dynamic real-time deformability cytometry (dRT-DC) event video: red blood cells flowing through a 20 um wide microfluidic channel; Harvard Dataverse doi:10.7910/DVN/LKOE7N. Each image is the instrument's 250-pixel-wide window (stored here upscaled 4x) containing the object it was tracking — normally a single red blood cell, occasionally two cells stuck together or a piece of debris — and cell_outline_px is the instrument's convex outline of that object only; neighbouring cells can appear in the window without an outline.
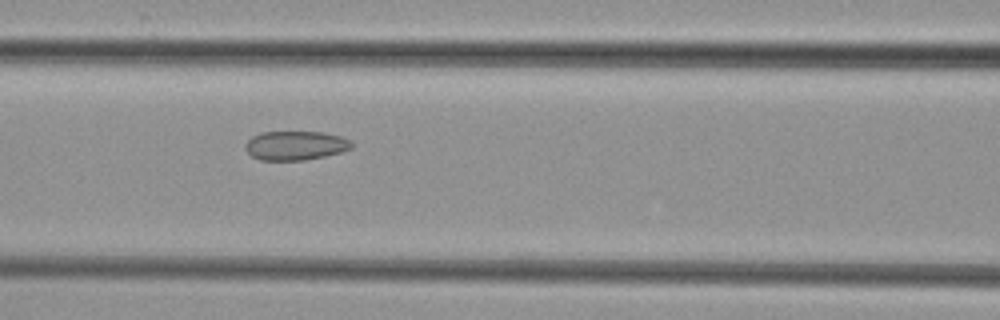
{"species": "common noctule bat (a hibernating species)", "species_latin": "Nyctalus noctula", "temperature_condition": "cold", "stored_images_in_passage": 5, "camera_frame_rate_fps": 3000, "um_per_image_px": 0.085, "animal": {"sex": "female", "body_mass_g": 29.2, "forearm_length_mm": 56.3}, "frame": {"image": 1, "passage_image": 4, "time_ms": 3.333, "image_size_px": [1000, 320], "cell_outline_px": [[352, 148], [340, 152], [324, 156], [304, 160], [260, 160], [252, 156], [244, 148], [244, 144], [252, 136], [260, 132], [320, 132], [340, 136], [352, 140]], "centroid_in_image_um": [25.09, 12.36], "position_along_channel_um": 141.5, "area_um2": 18.03}}
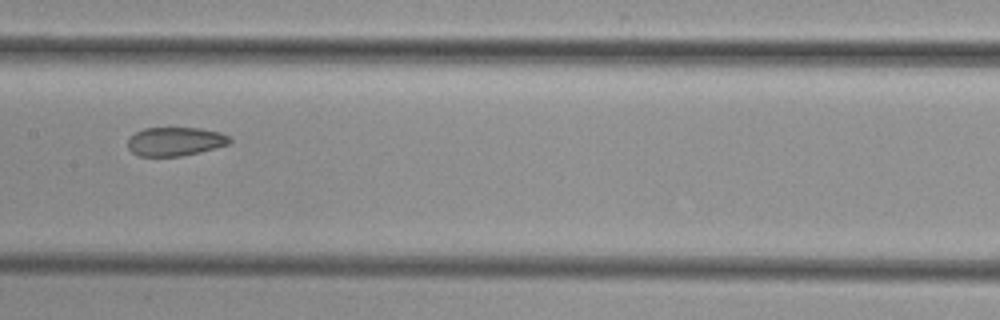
{"frame": {"image": 2, "passage_image": 5, "time_ms": 4.667, "image_size_px": [1000, 320], "cell_outline_px": [[232, 140], [228, 144], [200, 152], [180, 156], [140, 156], [132, 152], [128, 148], [128, 140], [136, 132], [144, 128], [200, 128], [220, 132], [228, 136]], "centroid_in_image_um": [14.89, 12.02], "position_along_channel_um": 192.5, "area_um2": 16.94}}